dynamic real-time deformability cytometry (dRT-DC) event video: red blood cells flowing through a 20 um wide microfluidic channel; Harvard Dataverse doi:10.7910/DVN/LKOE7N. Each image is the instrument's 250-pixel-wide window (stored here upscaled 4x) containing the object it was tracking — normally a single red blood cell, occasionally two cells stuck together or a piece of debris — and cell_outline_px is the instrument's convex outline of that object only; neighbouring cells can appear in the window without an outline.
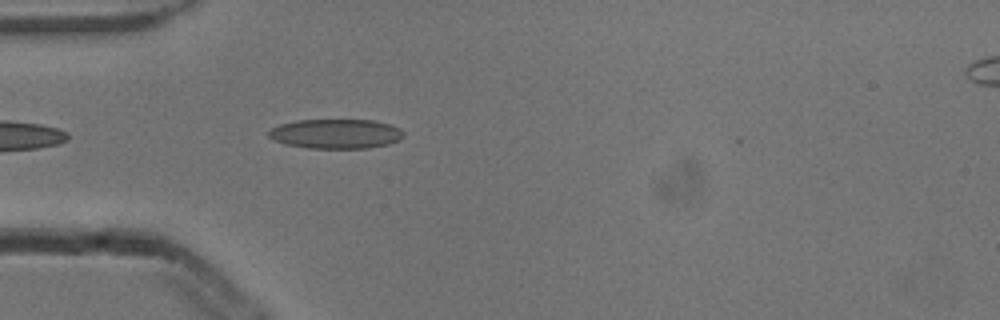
{"species": "common noctule bat (a hibernating species)", "species_latin": "Nyctalus noctula", "temperature_condition": "cold", "stored_images_in_passage": 4, "camera_frame_rate_fps": 3000, "um_per_image_px": 0.085, "animal": {"sex": "male", "body_mass_g": 13.3}, "frame": {"image": 1, "passage_image": 4, "time_ms": 1.0, "image_size_px": [1000, 320], "cell_outline_px": [[404, 136], [400, 140], [388, 144], [368, 148], [308, 148], [288, 144], [272, 140], [268, 136], [268, 132], [272, 128], [280, 124], [296, 120], [372, 120], [392, 124], [400, 128], [404, 132]], "centroid_in_image_um": [28.58, 11.37], "position_along_channel_um": 56.4, "area_um2": 23.35}}